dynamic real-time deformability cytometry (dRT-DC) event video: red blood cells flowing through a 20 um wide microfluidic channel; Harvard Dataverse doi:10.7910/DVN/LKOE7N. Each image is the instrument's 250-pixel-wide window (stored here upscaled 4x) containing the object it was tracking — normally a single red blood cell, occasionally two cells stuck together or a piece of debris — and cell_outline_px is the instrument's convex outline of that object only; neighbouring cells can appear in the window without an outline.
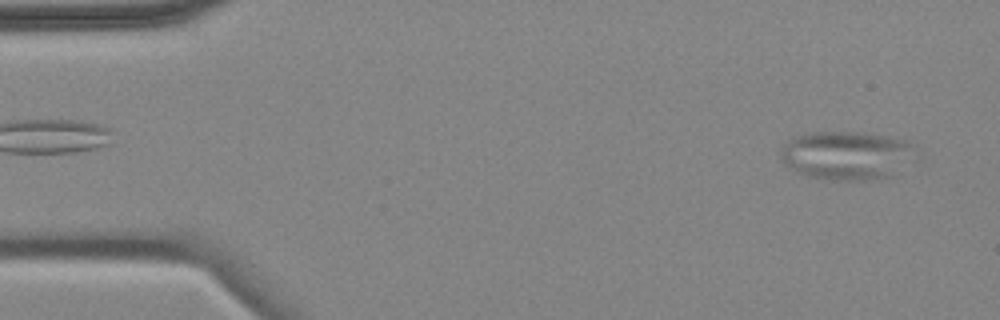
{"species": "common noctule bat (a hibernating species)", "species_latin": "Nyctalus noctula", "temperature_condition": "cold", "stored_images_in_passage": 11, "camera_frame_rate_fps": 3000, "um_per_image_px": 0.085, "animal": {"sex": "female", "body_mass_g": 18.4}, "frame": {"image": 1, "passage_image": 1, "time_ms": 0.0, "image_size_px": [1000, 320], "cell_outline_px": [[920, 156], [892, 176], [880, 180], [832, 180], [812, 176], [800, 172], [784, 164], [780, 152], [784, 144], [788, 140], [796, 136], [816, 132], [860, 132], [884, 136], [904, 140], [912, 144], [916, 148]], "centroid_in_image_um": [72.07, 13.21], "position_along_channel_um": 12.9, "area_um2": 38.55}}
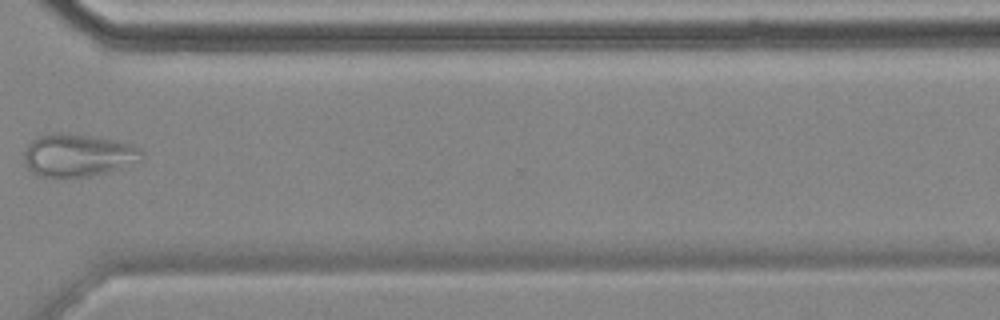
{"frame": {"image": 2, "passage_image": 11, "time_ms": 13.0, "image_size_px": [1000, 320], "cell_outline_px": [[144, 156], [140, 160], [120, 168], [88, 176], [40, 176], [32, 172], [24, 164], [24, 152], [28, 144], [32, 140], [40, 136], [56, 132], [60, 132], [88, 136], [112, 140], [128, 144], [140, 148], [144, 152]], "centroid_in_image_um": [6.59, 13.19], "position_along_channel_um": 364.0, "area_um2": 28.73}, "authors_computed_cell_mechanics": {"area_um2": 28.7266, "velocity_mm_per_s": 3.5011, "shape_relaxation_time_tau1_ms": 1.2699, "shape_relaxation_time_tau2_ms": null, "deformation_change_tau1": null, "deformation_change_tau2": null}}